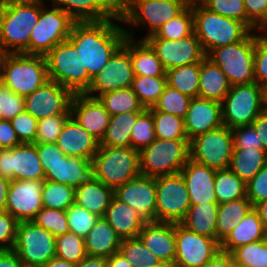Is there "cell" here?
I'll list each match as a JSON object with an SVG mask.
<instances>
[{"mask_svg": "<svg viewBox=\"0 0 267 267\" xmlns=\"http://www.w3.org/2000/svg\"><path fill=\"white\" fill-rule=\"evenodd\" d=\"M125 28L112 19L75 22L68 41L76 48L83 68L93 78L123 44Z\"/></svg>", "mask_w": 267, "mask_h": 267, "instance_id": "obj_1", "label": "cell"}, {"mask_svg": "<svg viewBox=\"0 0 267 267\" xmlns=\"http://www.w3.org/2000/svg\"><path fill=\"white\" fill-rule=\"evenodd\" d=\"M49 80L43 55L7 53L0 65V82L20 96H28Z\"/></svg>", "mask_w": 267, "mask_h": 267, "instance_id": "obj_2", "label": "cell"}, {"mask_svg": "<svg viewBox=\"0 0 267 267\" xmlns=\"http://www.w3.org/2000/svg\"><path fill=\"white\" fill-rule=\"evenodd\" d=\"M194 32L207 55L211 50L244 40L252 31L236 19L223 17L202 6L192 7Z\"/></svg>", "mask_w": 267, "mask_h": 267, "instance_id": "obj_3", "label": "cell"}, {"mask_svg": "<svg viewBox=\"0 0 267 267\" xmlns=\"http://www.w3.org/2000/svg\"><path fill=\"white\" fill-rule=\"evenodd\" d=\"M92 164L95 178L113 190L141 174L140 153L132 147L99 146Z\"/></svg>", "mask_w": 267, "mask_h": 267, "instance_id": "obj_4", "label": "cell"}, {"mask_svg": "<svg viewBox=\"0 0 267 267\" xmlns=\"http://www.w3.org/2000/svg\"><path fill=\"white\" fill-rule=\"evenodd\" d=\"M40 11L41 1L0 8V39L7 53L29 54L31 33Z\"/></svg>", "mask_w": 267, "mask_h": 267, "instance_id": "obj_5", "label": "cell"}, {"mask_svg": "<svg viewBox=\"0 0 267 267\" xmlns=\"http://www.w3.org/2000/svg\"><path fill=\"white\" fill-rule=\"evenodd\" d=\"M139 153L141 175L156 178L179 174L190 158L189 140L156 138Z\"/></svg>", "mask_w": 267, "mask_h": 267, "instance_id": "obj_6", "label": "cell"}, {"mask_svg": "<svg viewBox=\"0 0 267 267\" xmlns=\"http://www.w3.org/2000/svg\"><path fill=\"white\" fill-rule=\"evenodd\" d=\"M256 34L253 31L242 41L211 50L206 57L226 75L231 86L251 84L254 78V49Z\"/></svg>", "mask_w": 267, "mask_h": 267, "instance_id": "obj_7", "label": "cell"}, {"mask_svg": "<svg viewBox=\"0 0 267 267\" xmlns=\"http://www.w3.org/2000/svg\"><path fill=\"white\" fill-rule=\"evenodd\" d=\"M265 109V91L256 82L233 85L221 101L223 125L231 130L250 125Z\"/></svg>", "mask_w": 267, "mask_h": 267, "instance_id": "obj_8", "label": "cell"}, {"mask_svg": "<svg viewBox=\"0 0 267 267\" xmlns=\"http://www.w3.org/2000/svg\"><path fill=\"white\" fill-rule=\"evenodd\" d=\"M49 80L56 81L72 94H84L92 78L83 68L76 48L67 40L57 44L46 56Z\"/></svg>", "mask_w": 267, "mask_h": 267, "instance_id": "obj_9", "label": "cell"}, {"mask_svg": "<svg viewBox=\"0 0 267 267\" xmlns=\"http://www.w3.org/2000/svg\"><path fill=\"white\" fill-rule=\"evenodd\" d=\"M43 1L38 22L31 33L29 54L46 56L57 44L68 40L76 21L60 8L43 7Z\"/></svg>", "mask_w": 267, "mask_h": 267, "instance_id": "obj_10", "label": "cell"}, {"mask_svg": "<svg viewBox=\"0 0 267 267\" xmlns=\"http://www.w3.org/2000/svg\"><path fill=\"white\" fill-rule=\"evenodd\" d=\"M13 250L24 267H41L56 256V237L32 221H20Z\"/></svg>", "mask_w": 267, "mask_h": 267, "instance_id": "obj_11", "label": "cell"}, {"mask_svg": "<svg viewBox=\"0 0 267 267\" xmlns=\"http://www.w3.org/2000/svg\"><path fill=\"white\" fill-rule=\"evenodd\" d=\"M234 149L231 129L222 125L189 141L190 159L213 170L229 168Z\"/></svg>", "mask_w": 267, "mask_h": 267, "instance_id": "obj_12", "label": "cell"}, {"mask_svg": "<svg viewBox=\"0 0 267 267\" xmlns=\"http://www.w3.org/2000/svg\"><path fill=\"white\" fill-rule=\"evenodd\" d=\"M134 76L130 58V37H126L101 72L92 78L90 86L84 94L98 98L110 91L129 88Z\"/></svg>", "mask_w": 267, "mask_h": 267, "instance_id": "obj_13", "label": "cell"}, {"mask_svg": "<svg viewBox=\"0 0 267 267\" xmlns=\"http://www.w3.org/2000/svg\"><path fill=\"white\" fill-rule=\"evenodd\" d=\"M182 175L156 177V222L180 223L190 207Z\"/></svg>", "mask_w": 267, "mask_h": 267, "instance_id": "obj_14", "label": "cell"}, {"mask_svg": "<svg viewBox=\"0 0 267 267\" xmlns=\"http://www.w3.org/2000/svg\"><path fill=\"white\" fill-rule=\"evenodd\" d=\"M185 8L181 0H133L120 17L123 23L134 27L147 25L150 28L147 36H150Z\"/></svg>", "mask_w": 267, "mask_h": 267, "instance_id": "obj_15", "label": "cell"}, {"mask_svg": "<svg viewBox=\"0 0 267 267\" xmlns=\"http://www.w3.org/2000/svg\"><path fill=\"white\" fill-rule=\"evenodd\" d=\"M175 267H203L220 251L215 238L199 235L175 223Z\"/></svg>", "mask_w": 267, "mask_h": 267, "instance_id": "obj_16", "label": "cell"}, {"mask_svg": "<svg viewBox=\"0 0 267 267\" xmlns=\"http://www.w3.org/2000/svg\"><path fill=\"white\" fill-rule=\"evenodd\" d=\"M155 51L165 71L201 62L205 53L195 32L173 41L168 39H144Z\"/></svg>", "mask_w": 267, "mask_h": 267, "instance_id": "obj_17", "label": "cell"}, {"mask_svg": "<svg viewBox=\"0 0 267 267\" xmlns=\"http://www.w3.org/2000/svg\"><path fill=\"white\" fill-rule=\"evenodd\" d=\"M73 94L56 81L48 80L40 88L24 97L25 111L37 120L57 114H70Z\"/></svg>", "mask_w": 267, "mask_h": 267, "instance_id": "obj_18", "label": "cell"}, {"mask_svg": "<svg viewBox=\"0 0 267 267\" xmlns=\"http://www.w3.org/2000/svg\"><path fill=\"white\" fill-rule=\"evenodd\" d=\"M44 180H11L6 209L18 222L31 221L43 208Z\"/></svg>", "mask_w": 267, "mask_h": 267, "instance_id": "obj_19", "label": "cell"}, {"mask_svg": "<svg viewBox=\"0 0 267 267\" xmlns=\"http://www.w3.org/2000/svg\"><path fill=\"white\" fill-rule=\"evenodd\" d=\"M114 196L146 222L156 221V178L139 175L114 190Z\"/></svg>", "mask_w": 267, "mask_h": 267, "instance_id": "obj_20", "label": "cell"}, {"mask_svg": "<svg viewBox=\"0 0 267 267\" xmlns=\"http://www.w3.org/2000/svg\"><path fill=\"white\" fill-rule=\"evenodd\" d=\"M71 117L99 142L105 135L110 114L98 98L85 94H73L70 102Z\"/></svg>", "mask_w": 267, "mask_h": 267, "instance_id": "obj_21", "label": "cell"}, {"mask_svg": "<svg viewBox=\"0 0 267 267\" xmlns=\"http://www.w3.org/2000/svg\"><path fill=\"white\" fill-rule=\"evenodd\" d=\"M41 165L45 180L66 184L74 189L95 179L94 166L90 159L61 156V160L54 164Z\"/></svg>", "mask_w": 267, "mask_h": 267, "instance_id": "obj_22", "label": "cell"}, {"mask_svg": "<svg viewBox=\"0 0 267 267\" xmlns=\"http://www.w3.org/2000/svg\"><path fill=\"white\" fill-rule=\"evenodd\" d=\"M223 125L221 102L194 97L191 99L184 118V127L188 140Z\"/></svg>", "mask_w": 267, "mask_h": 267, "instance_id": "obj_23", "label": "cell"}, {"mask_svg": "<svg viewBox=\"0 0 267 267\" xmlns=\"http://www.w3.org/2000/svg\"><path fill=\"white\" fill-rule=\"evenodd\" d=\"M138 237L161 263L174 264L176 254L175 223L146 222Z\"/></svg>", "mask_w": 267, "mask_h": 267, "instance_id": "obj_24", "label": "cell"}, {"mask_svg": "<svg viewBox=\"0 0 267 267\" xmlns=\"http://www.w3.org/2000/svg\"><path fill=\"white\" fill-rule=\"evenodd\" d=\"M180 174L186 183L191 205L217 202L214 191L215 170L189 158Z\"/></svg>", "mask_w": 267, "mask_h": 267, "instance_id": "obj_25", "label": "cell"}, {"mask_svg": "<svg viewBox=\"0 0 267 267\" xmlns=\"http://www.w3.org/2000/svg\"><path fill=\"white\" fill-rule=\"evenodd\" d=\"M56 144L66 156L90 160L99 148V141L71 116L64 124Z\"/></svg>", "mask_w": 267, "mask_h": 267, "instance_id": "obj_26", "label": "cell"}, {"mask_svg": "<svg viewBox=\"0 0 267 267\" xmlns=\"http://www.w3.org/2000/svg\"><path fill=\"white\" fill-rule=\"evenodd\" d=\"M52 3V6L60 8L76 22L109 19L122 22L120 13L108 0H53Z\"/></svg>", "mask_w": 267, "mask_h": 267, "instance_id": "obj_27", "label": "cell"}, {"mask_svg": "<svg viewBox=\"0 0 267 267\" xmlns=\"http://www.w3.org/2000/svg\"><path fill=\"white\" fill-rule=\"evenodd\" d=\"M104 219L121 239L138 237L146 221L129 205L112 197Z\"/></svg>", "mask_w": 267, "mask_h": 267, "instance_id": "obj_28", "label": "cell"}, {"mask_svg": "<svg viewBox=\"0 0 267 267\" xmlns=\"http://www.w3.org/2000/svg\"><path fill=\"white\" fill-rule=\"evenodd\" d=\"M267 238V229L252 208L237 226L220 242V251L231 253L234 249Z\"/></svg>", "mask_w": 267, "mask_h": 267, "instance_id": "obj_29", "label": "cell"}, {"mask_svg": "<svg viewBox=\"0 0 267 267\" xmlns=\"http://www.w3.org/2000/svg\"><path fill=\"white\" fill-rule=\"evenodd\" d=\"M12 180H45L34 143H21L11 148Z\"/></svg>", "mask_w": 267, "mask_h": 267, "instance_id": "obj_30", "label": "cell"}, {"mask_svg": "<svg viewBox=\"0 0 267 267\" xmlns=\"http://www.w3.org/2000/svg\"><path fill=\"white\" fill-rule=\"evenodd\" d=\"M122 239L104 219L99 217L93 228L84 237L88 256L108 258L118 252Z\"/></svg>", "mask_w": 267, "mask_h": 267, "instance_id": "obj_31", "label": "cell"}, {"mask_svg": "<svg viewBox=\"0 0 267 267\" xmlns=\"http://www.w3.org/2000/svg\"><path fill=\"white\" fill-rule=\"evenodd\" d=\"M127 37H130V58L135 76L167 77L161 61L155 51L145 40L134 42L133 32L125 29Z\"/></svg>", "mask_w": 267, "mask_h": 267, "instance_id": "obj_32", "label": "cell"}, {"mask_svg": "<svg viewBox=\"0 0 267 267\" xmlns=\"http://www.w3.org/2000/svg\"><path fill=\"white\" fill-rule=\"evenodd\" d=\"M113 196L114 190L95 178L75 189L74 203L98 217H104Z\"/></svg>", "mask_w": 267, "mask_h": 267, "instance_id": "obj_33", "label": "cell"}, {"mask_svg": "<svg viewBox=\"0 0 267 267\" xmlns=\"http://www.w3.org/2000/svg\"><path fill=\"white\" fill-rule=\"evenodd\" d=\"M230 87L226 75L215 63L205 57L201 61L198 97L221 102Z\"/></svg>", "mask_w": 267, "mask_h": 267, "instance_id": "obj_34", "label": "cell"}, {"mask_svg": "<svg viewBox=\"0 0 267 267\" xmlns=\"http://www.w3.org/2000/svg\"><path fill=\"white\" fill-rule=\"evenodd\" d=\"M218 205L217 202L190 205L180 224L196 234L216 239Z\"/></svg>", "mask_w": 267, "mask_h": 267, "instance_id": "obj_35", "label": "cell"}, {"mask_svg": "<svg viewBox=\"0 0 267 267\" xmlns=\"http://www.w3.org/2000/svg\"><path fill=\"white\" fill-rule=\"evenodd\" d=\"M267 164L263 148H234L229 169L247 183Z\"/></svg>", "mask_w": 267, "mask_h": 267, "instance_id": "obj_36", "label": "cell"}, {"mask_svg": "<svg viewBox=\"0 0 267 267\" xmlns=\"http://www.w3.org/2000/svg\"><path fill=\"white\" fill-rule=\"evenodd\" d=\"M142 112L133 111L110 116L108 127L99 146L131 147V129Z\"/></svg>", "mask_w": 267, "mask_h": 267, "instance_id": "obj_37", "label": "cell"}, {"mask_svg": "<svg viewBox=\"0 0 267 267\" xmlns=\"http://www.w3.org/2000/svg\"><path fill=\"white\" fill-rule=\"evenodd\" d=\"M252 208L253 205L247 197L219 204L216 239L221 242Z\"/></svg>", "mask_w": 267, "mask_h": 267, "instance_id": "obj_38", "label": "cell"}, {"mask_svg": "<svg viewBox=\"0 0 267 267\" xmlns=\"http://www.w3.org/2000/svg\"><path fill=\"white\" fill-rule=\"evenodd\" d=\"M201 62L166 71L167 84L191 98L198 97Z\"/></svg>", "mask_w": 267, "mask_h": 267, "instance_id": "obj_39", "label": "cell"}, {"mask_svg": "<svg viewBox=\"0 0 267 267\" xmlns=\"http://www.w3.org/2000/svg\"><path fill=\"white\" fill-rule=\"evenodd\" d=\"M214 191L218 204L246 197V183L229 168L215 171Z\"/></svg>", "mask_w": 267, "mask_h": 267, "instance_id": "obj_40", "label": "cell"}, {"mask_svg": "<svg viewBox=\"0 0 267 267\" xmlns=\"http://www.w3.org/2000/svg\"><path fill=\"white\" fill-rule=\"evenodd\" d=\"M110 116L125 112L144 111L146 108L139 102L131 87L104 93L98 97Z\"/></svg>", "mask_w": 267, "mask_h": 267, "instance_id": "obj_41", "label": "cell"}, {"mask_svg": "<svg viewBox=\"0 0 267 267\" xmlns=\"http://www.w3.org/2000/svg\"><path fill=\"white\" fill-rule=\"evenodd\" d=\"M194 32V16L191 7H186L178 16L166 22L155 34L144 39L179 40Z\"/></svg>", "mask_w": 267, "mask_h": 267, "instance_id": "obj_42", "label": "cell"}, {"mask_svg": "<svg viewBox=\"0 0 267 267\" xmlns=\"http://www.w3.org/2000/svg\"><path fill=\"white\" fill-rule=\"evenodd\" d=\"M167 85V77L134 76L131 88L139 102L148 109L158 101Z\"/></svg>", "mask_w": 267, "mask_h": 267, "instance_id": "obj_43", "label": "cell"}, {"mask_svg": "<svg viewBox=\"0 0 267 267\" xmlns=\"http://www.w3.org/2000/svg\"><path fill=\"white\" fill-rule=\"evenodd\" d=\"M75 189L66 184L44 180L42 205L44 208L67 210L73 203Z\"/></svg>", "mask_w": 267, "mask_h": 267, "instance_id": "obj_44", "label": "cell"}, {"mask_svg": "<svg viewBox=\"0 0 267 267\" xmlns=\"http://www.w3.org/2000/svg\"><path fill=\"white\" fill-rule=\"evenodd\" d=\"M118 251L129 261L132 267H155L161 263L139 237L122 239Z\"/></svg>", "mask_w": 267, "mask_h": 267, "instance_id": "obj_45", "label": "cell"}, {"mask_svg": "<svg viewBox=\"0 0 267 267\" xmlns=\"http://www.w3.org/2000/svg\"><path fill=\"white\" fill-rule=\"evenodd\" d=\"M230 254L240 267H267V238L242 245Z\"/></svg>", "mask_w": 267, "mask_h": 267, "instance_id": "obj_46", "label": "cell"}, {"mask_svg": "<svg viewBox=\"0 0 267 267\" xmlns=\"http://www.w3.org/2000/svg\"><path fill=\"white\" fill-rule=\"evenodd\" d=\"M152 116L156 138L188 139L183 118L161 111H152Z\"/></svg>", "mask_w": 267, "mask_h": 267, "instance_id": "obj_47", "label": "cell"}, {"mask_svg": "<svg viewBox=\"0 0 267 267\" xmlns=\"http://www.w3.org/2000/svg\"><path fill=\"white\" fill-rule=\"evenodd\" d=\"M191 99V97L167 85L158 101L150 109L166 112L184 119Z\"/></svg>", "mask_w": 267, "mask_h": 267, "instance_id": "obj_48", "label": "cell"}, {"mask_svg": "<svg viewBox=\"0 0 267 267\" xmlns=\"http://www.w3.org/2000/svg\"><path fill=\"white\" fill-rule=\"evenodd\" d=\"M56 256L74 264L80 263L87 256L84 238L72 232L56 237Z\"/></svg>", "mask_w": 267, "mask_h": 267, "instance_id": "obj_49", "label": "cell"}, {"mask_svg": "<svg viewBox=\"0 0 267 267\" xmlns=\"http://www.w3.org/2000/svg\"><path fill=\"white\" fill-rule=\"evenodd\" d=\"M203 6L213 13L243 22L251 31L259 30L247 18L243 0H206Z\"/></svg>", "mask_w": 267, "mask_h": 267, "instance_id": "obj_50", "label": "cell"}, {"mask_svg": "<svg viewBox=\"0 0 267 267\" xmlns=\"http://www.w3.org/2000/svg\"><path fill=\"white\" fill-rule=\"evenodd\" d=\"M156 139L152 110L145 109L131 129V147L137 151L146 148Z\"/></svg>", "mask_w": 267, "mask_h": 267, "instance_id": "obj_51", "label": "cell"}, {"mask_svg": "<svg viewBox=\"0 0 267 267\" xmlns=\"http://www.w3.org/2000/svg\"><path fill=\"white\" fill-rule=\"evenodd\" d=\"M31 221L55 237L69 232L66 210L43 207Z\"/></svg>", "mask_w": 267, "mask_h": 267, "instance_id": "obj_52", "label": "cell"}, {"mask_svg": "<svg viewBox=\"0 0 267 267\" xmlns=\"http://www.w3.org/2000/svg\"><path fill=\"white\" fill-rule=\"evenodd\" d=\"M66 215L69 232L80 235L83 238L89 233L96 221L99 219L97 215L88 212L76 203H73L66 210Z\"/></svg>", "mask_w": 267, "mask_h": 267, "instance_id": "obj_53", "label": "cell"}, {"mask_svg": "<svg viewBox=\"0 0 267 267\" xmlns=\"http://www.w3.org/2000/svg\"><path fill=\"white\" fill-rule=\"evenodd\" d=\"M71 114H57L38 120L35 143H56Z\"/></svg>", "mask_w": 267, "mask_h": 267, "instance_id": "obj_54", "label": "cell"}, {"mask_svg": "<svg viewBox=\"0 0 267 267\" xmlns=\"http://www.w3.org/2000/svg\"><path fill=\"white\" fill-rule=\"evenodd\" d=\"M254 78L255 82L267 90V34L257 35L254 49Z\"/></svg>", "mask_w": 267, "mask_h": 267, "instance_id": "obj_55", "label": "cell"}, {"mask_svg": "<svg viewBox=\"0 0 267 267\" xmlns=\"http://www.w3.org/2000/svg\"><path fill=\"white\" fill-rule=\"evenodd\" d=\"M20 143H35L38 120L30 113L23 111L10 120Z\"/></svg>", "mask_w": 267, "mask_h": 267, "instance_id": "obj_56", "label": "cell"}, {"mask_svg": "<svg viewBox=\"0 0 267 267\" xmlns=\"http://www.w3.org/2000/svg\"><path fill=\"white\" fill-rule=\"evenodd\" d=\"M25 111L24 97L15 94L0 82V113L5 120H11Z\"/></svg>", "mask_w": 267, "mask_h": 267, "instance_id": "obj_57", "label": "cell"}, {"mask_svg": "<svg viewBox=\"0 0 267 267\" xmlns=\"http://www.w3.org/2000/svg\"><path fill=\"white\" fill-rule=\"evenodd\" d=\"M246 197L253 207L267 199V164L246 183Z\"/></svg>", "mask_w": 267, "mask_h": 267, "instance_id": "obj_58", "label": "cell"}, {"mask_svg": "<svg viewBox=\"0 0 267 267\" xmlns=\"http://www.w3.org/2000/svg\"><path fill=\"white\" fill-rule=\"evenodd\" d=\"M234 148H263V143L252 124L231 130Z\"/></svg>", "mask_w": 267, "mask_h": 267, "instance_id": "obj_59", "label": "cell"}, {"mask_svg": "<svg viewBox=\"0 0 267 267\" xmlns=\"http://www.w3.org/2000/svg\"><path fill=\"white\" fill-rule=\"evenodd\" d=\"M18 221L7 211H0V245L4 250H13Z\"/></svg>", "mask_w": 267, "mask_h": 267, "instance_id": "obj_60", "label": "cell"}, {"mask_svg": "<svg viewBox=\"0 0 267 267\" xmlns=\"http://www.w3.org/2000/svg\"><path fill=\"white\" fill-rule=\"evenodd\" d=\"M247 18L262 32L267 33V0H243Z\"/></svg>", "mask_w": 267, "mask_h": 267, "instance_id": "obj_61", "label": "cell"}, {"mask_svg": "<svg viewBox=\"0 0 267 267\" xmlns=\"http://www.w3.org/2000/svg\"><path fill=\"white\" fill-rule=\"evenodd\" d=\"M40 158L41 164H54L61 160L62 150L56 143H34Z\"/></svg>", "mask_w": 267, "mask_h": 267, "instance_id": "obj_62", "label": "cell"}, {"mask_svg": "<svg viewBox=\"0 0 267 267\" xmlns=\"http://www.w3.org/2000/svg\"><path fill=\"white\" fill-rule=\"evenodd\" d=\"M20 141L16 136L9 120L0 121V149L13 148L20 145Z\"/></svg>", "mask_w": 267, "mask_h": 267, "instance_id": "obj_63", "label": "cell"}, {"mask_svg": "<svg viewBox=\"0 0 267 267\" xmlns=\"http://www.w3.org/2000/svg\"><path fill=\"white\" fill-rule=\"evenodd\" d=\"M258 136L263 143V149L267 152V110L262 111L252 122Z\"/></svg>", "mask_w": 267, "mask_h": 267, "instance_id": "obj_64", "label": "cell"}, {"mask_svg": "<svg viewBox=\"0 0 267 267\" xmlns=\"http://www.w3.org/2000/svg\"><path fill=\"white\" fill-rule=\"evenodd\" d=\"M203 267H240L232 258L230 253L219 251Z\"/></svg>", "mask_w": 267, "mask_h": 267, "instance_id": "obj_65", "label": "cell"}, {"mask_svg": "<svg viewBox=\"0 0 267 267\" xmlns=\"http://www.w3.org/2000/svg\"><path fill=\"white\" fill-rule=\"evenodd\" d=\"M0 176L12 180L11 148L0 149Z\"/></svg>", "mask_w": 267, "mask_h": 267, "instance_id": "obj_66", "label": "cell"}, {"mask_svg": "<svg viewBox=\"0 0 267 267\" xmlns=\"http://www.w3.org/2000/svg\"><path fill=\"white\" fill-rule=\"evenodd\" d=\"M0 267H24L14 250H4L0 254Z\"/></svg>", "mask_w": 267, "mask_h": 267, "instance_id": "obj_67", "label": "cell"}, {"mask_svg": "<svg viewBox=\"0 0 267 267\" xmlns=\"http://www.w3.org/2000/svg\"><path fill=\"white\" fill-rule=\"evenodd\" d=\"M76 267H107V258L87 255Z\"/></svg>", "mask_w": 267, "mask_h": 267, "instance_id": "obj_68", "label": "cell"}, {"mask_svg": "<svg viewBox=\"0 0 267 267\" xmlns=\"http://www.w3.org/2000/svg\"><path fill=\"white\" fill-rule=\"evenodd\" d=\"M107 267H132V265L118 251L107 258Z\"/></svg>", "mask_w": 267, "mask_h": 267, "instance_id": "obj_69", "label": "cell"}, {"mask_svg": "<svg viewBox=\"0 0 267 267\" xmlns=\"http://www.w3.org/2000/svg\"><path fill=\"white\" fill-rule=\"evenodd\" d=\"M11 180L0 176V211L6 209V198Z\"/></svg>", "mask_w": 267, "mask_h": 267, "instance_id": "obj_70", "label": "cell"}, {"mask_svg": "<svg viewBox=\"0 0 267 267\" xmlns=\"http://www.w3.org/2000/svg\"><path fill=\"white\" fill-rule=\"evenodd\" d=\"M41 267H76V264L68 262L65 259L54 256L45 265Z\"/></svg>", "mask_w": 267, "mask_h": 267, "instance_id": "obj_71", "label": "cell"}, {"mask_svg": "<svg viewBox=\"0 0 267 267\" xmlns=\"http://www.w3.org/2000/svg\"><path fill=\"white\" fill-rule=\"evenodd\" d=\"M253 208L257 211L259 218L267 229V199L257 203Z\"/></svg>", "mask_w": 267, "mask_h": 267, "instance_id": "obj_72", "label": "cell"}, {"mask_svg": "<svg viewBox=\"0 0 267 267\" xmlns=\"http://www.w3.org/2000/svg\"><path fill=\"white\" fill-rule=\"evenodd\" d=\"M40 1L41 0H0V8L13 5L33 4Z\"/></svg>", "mask_w": 267, "mask_h": 267, "instance_id": "obj_73", "label": "cell"}, {"mask_svg": "<svg viewBox=\"0 0 267 267\" xmlns=\"http://www.w3.org/2000/svg\"><path fill=\"white\" fill-rule=\"evenodd\" d=\"M109 3L121 13L133 0H108Z\"/></svg>", "mask_w": 267, "mask_h": 267, "instance_id": "obj_74", "label": "cell"}, {"mask_svg": "<svg viewBox=\"0 0 267 267\" xmlns=\"http://www.w3.org/2000/svg\"><path fill=\"white\" fill-rule=\"evenodd\" d=\"M186 7L202 6L206 0H181Z\"/></svg>", "mask_w": 267, "mask_h": 267, "instance_id": "obj_75", "label": "cell"}, {"mask_svg": "<svg viewBox=\"0 0 267 267\" xmlns=\"http://www.w3.org/2000/svg\"><path fill=\"white\" fill-rule=\"evenodd\" d=\"M6 55H7V52L3 48V45H2V42H1V39H0V65L3 63Z\"/></svg>", "mask_w": 267, "mask_h": 267, "instance_id": "obj_76", "label": "cell"}, {"mask_svg": "<svg viewBox=\"0 0 267 267\" xmlns=\"http://www.w3.org/2000/svg\"><path fill=\"white\" fill-rule=\"evenodd\" d=\"M155 267H175L173 264H168V263H160L159 265Z\"/></svg>", "mask_w": 267, "mask_h": 267, "instance_id": "obj_77", "label": "cell"}, {"mask_svg": "<svg viewBox=\"0 0 267 267\" xmlns=\"http://www.w3.org/2000/svg\"><path fill=\"white\" fill-rule=\"evenodd\" d=\"M265 103H266V110H267V90L265 91Z\"/></svg>", "mask_w": 267, "mask_h": 267, "instance_id": "obj_78", "label": "cell"}, {"mask_svg": "<svg viewBox=\"0 0 267 267\" xmlns=\"http://www.w3.org/2000/svg\"><path fill=\"white\" fill-rule=\"evenodd\" d=\"M1 120H4V118H3V113H0V121Z\"/></svg>", "mask_w": 267, "mask_h": 267, "instance_id": "obj_79", "label": "cell"}, {"mask_svg": "<svg viewBox=\"0 0 267 267\" xmlns=\"http://www.w3.org/2000/svg\"><path fill=\"white\" fill-rule=\"evenodd\" d=\"M4 251V249L2 248V246L0 245V254Z\"/></svg>", "mask_w": 267, "mask_h": 267, "instance_id": "obj_80", "label": "cell"}]
</instances>
